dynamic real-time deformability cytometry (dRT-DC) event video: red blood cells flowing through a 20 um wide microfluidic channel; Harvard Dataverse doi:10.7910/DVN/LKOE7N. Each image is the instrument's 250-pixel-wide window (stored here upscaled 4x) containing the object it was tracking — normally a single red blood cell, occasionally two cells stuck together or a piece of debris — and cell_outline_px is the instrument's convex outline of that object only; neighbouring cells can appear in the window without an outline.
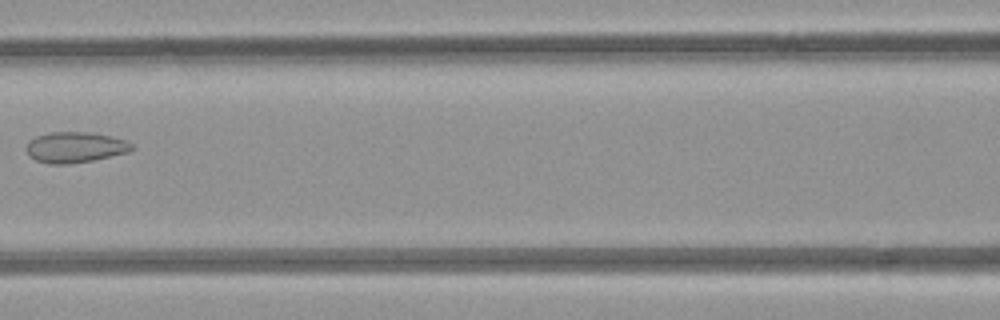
{"species": "common noctule bat (a hibernating species)", "species_latin": "Nyctalus noctula", "temperature_condition": "room temperature", "stored_images_in_passage": 6, "camera_frame_rate_fps": 3000, "um_per_image_px": 0.085, "animal": {"sex": "female", "body_mass_g": 21.9}, "frame": {"image": 1, "passage_image": 4, "time_ms": 3.667, "image_size_px": [1000, 320], "cell_outline_px": [[132, 148], [128, 152], [92, 160], [68, 164], [48, 164], [36, 160], [28, 156], [24, 148], [28, 140], [36, 136], [52, 132], [88, 132], [108, 136], [124, 140], [132, 144]], "centroid_in_image_um": [6.29, 12.52], "position_along_channel_um": 160.3, "area_um2": 18.79}}
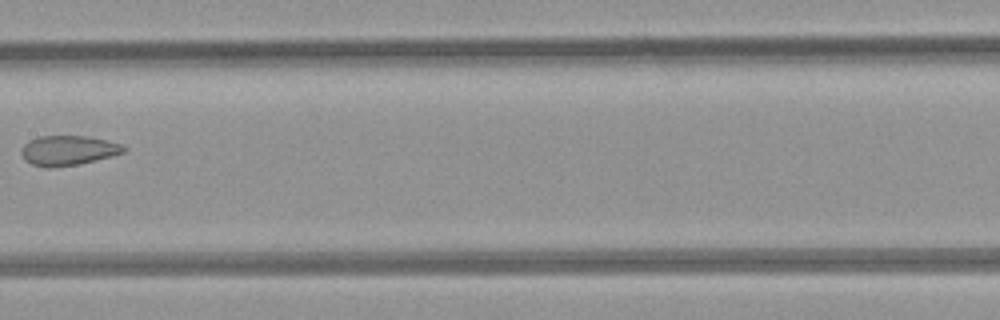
{"frame": {"image": 2, "passage_image": 5, "time_ms": 4.667, "image_size_px": [1000, 320], "cell_outline_px": [[128, 148], [124, 152], [112, 156], [76, 164], [48, 168], [44, 168], [32, 164], [24, 160], [20, 152], [20, 148], [28, 140], [40, 136], [84, 136], [104, 140], [120, 144]], "centroid_in_image_um": [5.73, 12.79], "position_along_channel_um": 201.7, "area_um2": 17.69}}
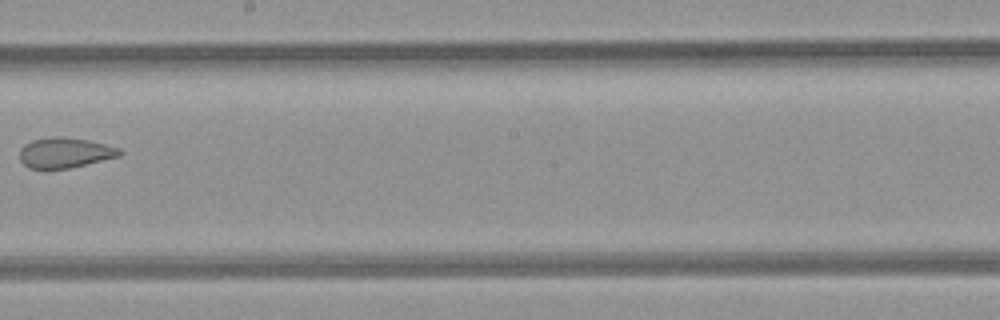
{"frame": {"image": 3, "passage_image": 6, "time_ms": 5.667, "image_size_px": [1000, 320], "cell_outline_px": [[124, 152], [120, 156], [68, 168], [44, 172], [28, 168], [20, 160], [20, 148], [24, 144], [32, 140], [52, 136], [64, 136], [104, 144], [120, 148]], "centroid_in_image_um": [5.45, 13.01], "position_along_channel_um": 242.7, "area_um2": 18.09}}